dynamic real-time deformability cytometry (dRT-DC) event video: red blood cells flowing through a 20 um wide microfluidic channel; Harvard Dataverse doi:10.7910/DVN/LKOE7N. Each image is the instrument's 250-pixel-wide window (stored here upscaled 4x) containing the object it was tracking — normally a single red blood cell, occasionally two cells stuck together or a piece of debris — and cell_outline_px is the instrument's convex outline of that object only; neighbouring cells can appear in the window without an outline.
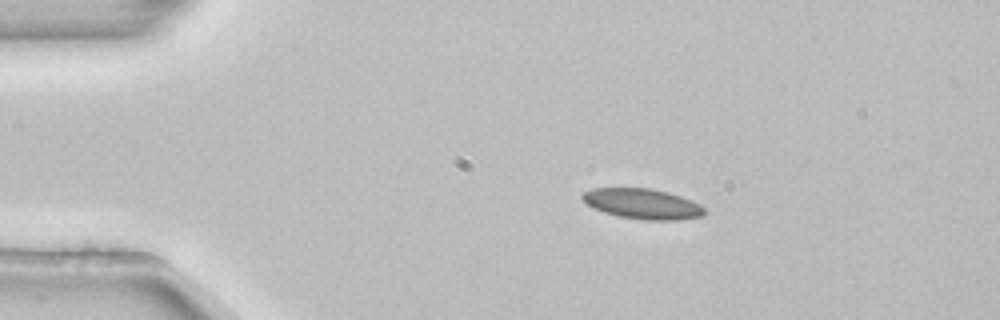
{"species": "common noctule bat (a hibernating species)", "species_latin": "Nyctalus noctula", "temperature_condition": "room temperature", "stored_images_in_passage": 3, "camera_frame_rate_fps": 3000, "um_per_image_px": 0.085, "animal": {"sex": "female", "body_mass_g": 22.7, "forearm_length_mm": 54.2}, "frame": {"image": 1, "passage_image": 2, "time_ms": 0.333, "image_size_px": [1000, 320], "cell_outline_px": [[708, 212], [704, 216], [680, 220], [644, 220], [616, 216], [592, 208], [580, 196], [584, 192], [592, 188], [648, 188], [668, 192], [692, 200], [700, 204]], "centroid_in_image_um": [54.65, 17.33], "position_along_channel_um": 30.4, "area_um2": 21.79}}